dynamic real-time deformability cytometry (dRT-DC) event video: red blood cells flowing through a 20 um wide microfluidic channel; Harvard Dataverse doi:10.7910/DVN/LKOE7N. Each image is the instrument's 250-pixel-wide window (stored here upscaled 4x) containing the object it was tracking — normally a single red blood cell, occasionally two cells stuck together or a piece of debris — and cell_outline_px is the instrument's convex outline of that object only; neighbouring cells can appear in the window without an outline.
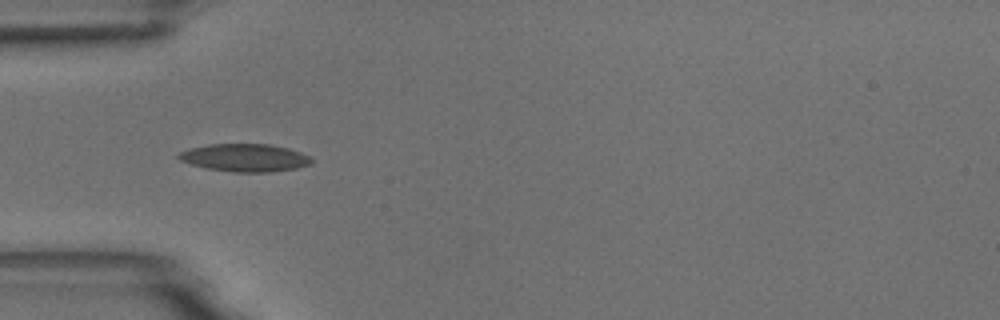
{"species": "common noctule bat (a hibernating species)", "species_latin": "Nyctalus noctula", "temperature_condition": "room temperature", "stored_images_in_passage": 4, "camera_frame_rate_fps": 3000, "um_per_image_px": 0.085, "animal": {"sex": "male", "body_mass_g": 18.8}, "frame": {"image": 1, "passage_image": 1, "time_ms": 0.0, "image_size_px": [1000, 320], "cell_outline_px": [[312, 164], [296, 168], [272, 172], [232, 172], [208, 168], [192, 164], [180, 160], [176, 156], [180, 152], [188, 148], [208, 144], [268, 144], [288, 148], [300, 152], [308, 156], [312, 160]], "centroid_in_image_um": [20.8, 13.4], "position_along_channel_um": 64.2, "area_um2": 21.44}}